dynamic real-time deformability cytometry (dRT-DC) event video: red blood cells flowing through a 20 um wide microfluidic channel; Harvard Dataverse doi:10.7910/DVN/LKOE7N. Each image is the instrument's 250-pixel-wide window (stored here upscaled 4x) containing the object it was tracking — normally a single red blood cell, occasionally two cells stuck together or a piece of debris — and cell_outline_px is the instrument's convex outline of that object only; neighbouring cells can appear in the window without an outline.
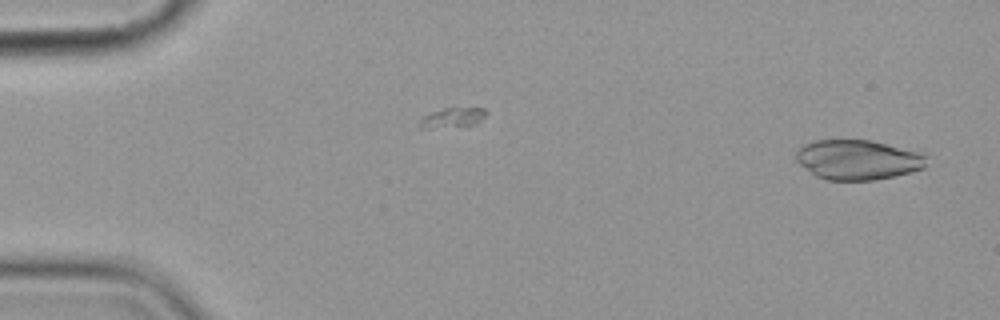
{"species": "common noctule bat (a hibernating species)", "species_latin": "Nyctalus noctula", "temperature_condition": "cold", "stored_images_in_passage": 2, "camera_frame_rate_fps": 3000, "um_per_image_px": 0.085, "animal": {"sex": "female", "body_mass_g": 19.9}, "frame": {"image": 1, "passage_image": 2, "time_ms": 1.0, "image_size_px": [1000, 320], "cell_outline_px": [[928, 156], [924, 168], [912, 172], [896, 176], [876, 180], [828, 180], [816, 176], [800, 164], [796, 160], [796, 152], [804, 144], [816, 140], [872, 140], [928, 152]], "centroid_in_image_um": [73.02, 13.57], "position_along_channel_um": 12.0, "area_um2": 30.87}}